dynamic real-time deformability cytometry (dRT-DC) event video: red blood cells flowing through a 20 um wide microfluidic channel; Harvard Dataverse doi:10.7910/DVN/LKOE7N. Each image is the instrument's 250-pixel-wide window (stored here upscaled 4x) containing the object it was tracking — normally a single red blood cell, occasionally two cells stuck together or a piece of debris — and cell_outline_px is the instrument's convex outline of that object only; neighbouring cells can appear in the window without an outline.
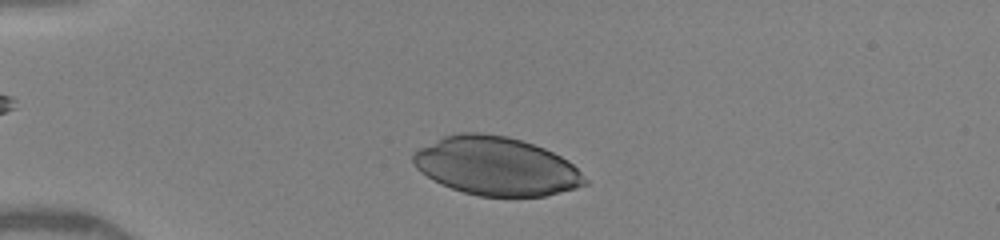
{"species": "human", "species_latin": "Homo sapiens", "temperature_condition": "warm", "stored_images_in_passage": 6, "camera_frame_rate_fps": 3000, "um_per_image_px": 0.085, "donor": {"sex": "female"}, "frame": {"image": 1, "passage_image": 3, "time_ms": 1.0, "image_size_px": [1000, 240], "cell_outline_px": [[588, 184], [576, 188], [544, 196], [480, 196], [464, 192], [452, 188], [420, 172], [416, 168], [412, 160], [412, 152], [416, 148], [444, 136], [460, 132], [480, 132], [508, 136], [544, 148], [568, 160], [588, 180]], "centroid_in_image_um": [42.15, 14.11], "position_along_channel_um": 42.8, "area_um2": 58.38}}